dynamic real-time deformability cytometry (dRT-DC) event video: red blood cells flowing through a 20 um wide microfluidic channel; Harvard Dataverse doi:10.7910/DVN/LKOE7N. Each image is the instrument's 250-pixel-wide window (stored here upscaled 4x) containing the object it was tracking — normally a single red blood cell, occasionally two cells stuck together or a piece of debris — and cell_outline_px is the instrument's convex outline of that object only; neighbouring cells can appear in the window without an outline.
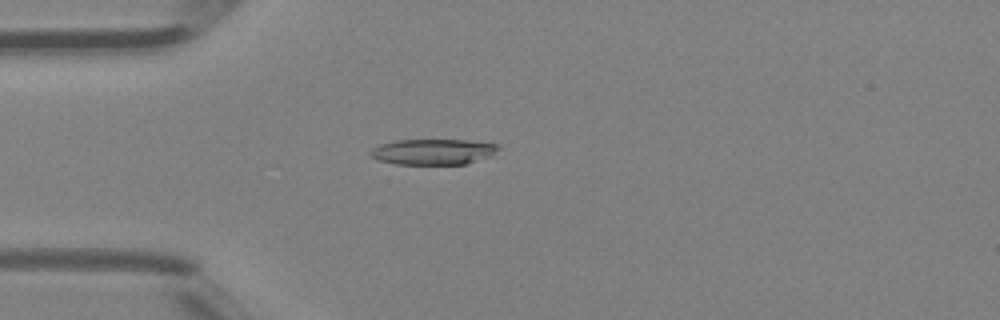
{"species": "Egyptian fruit bat (a non-hibernating species)", "species_latin": "Rousettus aegyptiacus", "temperature_condition": "room temperature", "stored_images_in_passage": 4, "camera_frame_rate_fps": 3000, "um_per_image_px": 0.085, "animal": {"sex": "female"}, "frame": {"image": 1, "passage_image": 4, "time_ms": 1.0, "image_size_px": [1000, 320], "cell_outline_px": [[500, 148], [488, 156], [464, 164], [396, 164], [376, 160], [368, 152], [372, 148], [380, 144], [396, 140], [468, 140], [500, 144]], "centroid_in_image_um": [36.77, 12.89], "position_along_channel_um": 48.2, "area_um2": 19.07}}